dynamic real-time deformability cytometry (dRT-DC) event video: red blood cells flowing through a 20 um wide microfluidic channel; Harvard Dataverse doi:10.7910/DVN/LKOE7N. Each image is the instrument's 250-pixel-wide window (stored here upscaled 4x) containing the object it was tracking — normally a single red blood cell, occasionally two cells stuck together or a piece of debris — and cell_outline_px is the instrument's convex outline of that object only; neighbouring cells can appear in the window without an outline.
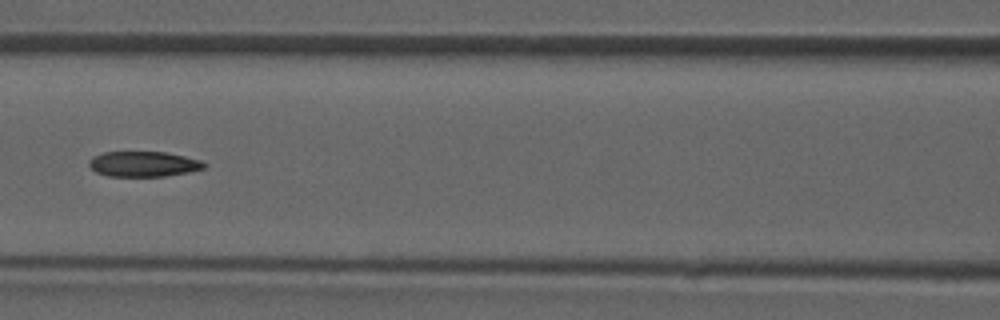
{"species": "common noctule bat (a hibernating species)", "species_latin": "Nyctalus noctula", "temperature_condition": "room temperature", "stored_images_in_passage": 49, "camera_frame_rate_fps": 3000, "um_per_image_px": 0.085, "animal": {"sex": "male", "forearm_length_mm": 52.5}, "frame": {"image": 1, "passage_image": 22, "time_ms": 7.0, "image_size_px": [1000, 320], "cell_outline_px": [[208, 164], [204, 168], [188, 172], [164, 176], [108, 176], [96, 172], [88, 164], [88, 160], [92, 156], [104, 152], [164, 152], [184, 156], [200, 160]], "centroid_in_image_um": [12.18, 13.94], "position_along_channel_um": 154.4, "area_um2": 16.94}}